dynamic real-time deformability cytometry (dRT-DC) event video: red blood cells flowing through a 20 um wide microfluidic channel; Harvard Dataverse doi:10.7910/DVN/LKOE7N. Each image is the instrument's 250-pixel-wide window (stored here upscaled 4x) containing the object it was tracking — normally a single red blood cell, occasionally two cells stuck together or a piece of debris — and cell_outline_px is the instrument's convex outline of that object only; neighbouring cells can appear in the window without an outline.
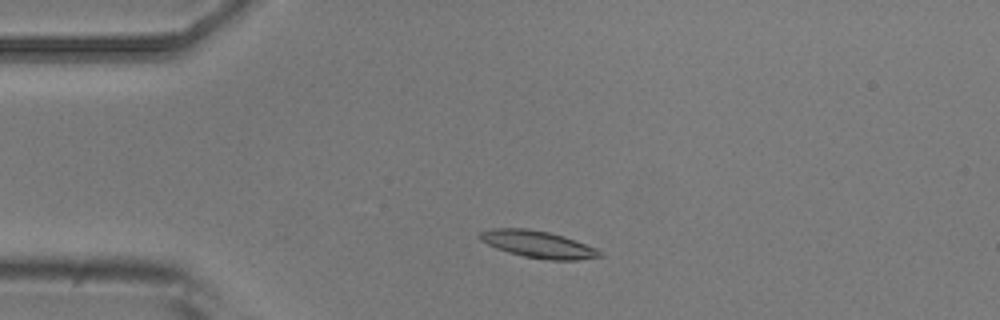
{"species": "common noctule bat (a hibernating species)", "species_latin": "Nyctalus noctula", "temperature_condition": "room temperature", "stored_images_in_passage": 3, "camera_frame_rate_fps": 3000, "um_per_image_px": 0.085, "animal": {"sex": "male", "body_mass_g": 20.5, "forearm_length_mm": 52.5}, "frame": {"image": 1, "passage_image": 2, "time_ms": 1.333, "image_size_px": [1000, 320], "cell_outline_px": [[604, 256], [576, 260], [548, 260], [524, 256], [508, 252], [496, 248], [480, 240], [476, 236], [480, 232], [492, 228], [524, 228], [548, 232], [564, 236], [576, 240], [596, 248], [604, 252]], "centroid_in_image_um": [45.75, 20.77], "position_along_channel_um": 39.3, "area_um2": 18.96}}